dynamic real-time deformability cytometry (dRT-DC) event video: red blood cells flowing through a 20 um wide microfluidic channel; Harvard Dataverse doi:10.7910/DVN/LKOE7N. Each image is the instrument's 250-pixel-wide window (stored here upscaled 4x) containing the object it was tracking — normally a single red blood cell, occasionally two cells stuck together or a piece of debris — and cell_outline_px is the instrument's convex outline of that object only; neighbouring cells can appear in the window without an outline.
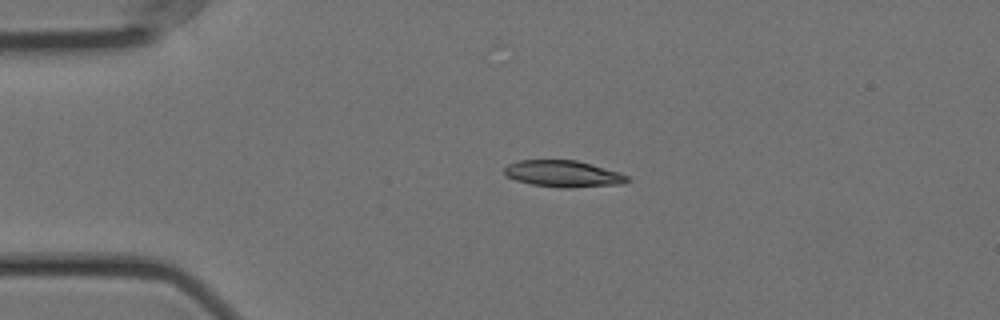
{"species": "Egyptian fruit bat (a non-hibernating species)", "species_latin": "Rousettus aegyptiacus", "temperature_condition": "cold", "stored_images_in_passage": 45, "camera_frame_rate_fps": 3000, "um_per_image_px": 0.085, "animal": {"sex": "female"}, "frame": {"image": 1, "passage_image": 1, "time_ms": 0.0, "image_size_px": [1000, 320], "cell_outline_px": [[632, 180], [624, 184], [572, 188], [560, 188], [532, 184], [516, 180], [504, 176], [504, 168], [508, 164], [520, 160], [576, 160], [592, 164], [620, 172], [628, 176]], "centroid_in_image_um": [47.91, 14.78], "position_along_channel_um": 37.1, "area_um2": 19.31}}
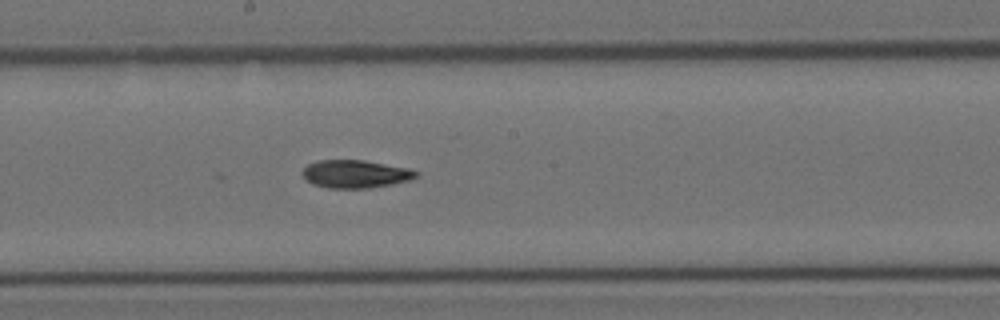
{"frame": {"image": 2, "passage_image": 19, "time_ms": 6.0, "image_size_px": [1000, 320], "cell_outline_px": [[420, 176], [408, 180], [392, 184], [368, 188], [328, 188], [312, 184], [300, 172], [308, 164], [316, 160], [364, 160], [408, 168], [420, 172]], "centroid_in_image_um": [30.22, 14.78], "position_along_channel_um": 218.0, "area_um2": 18.55}}
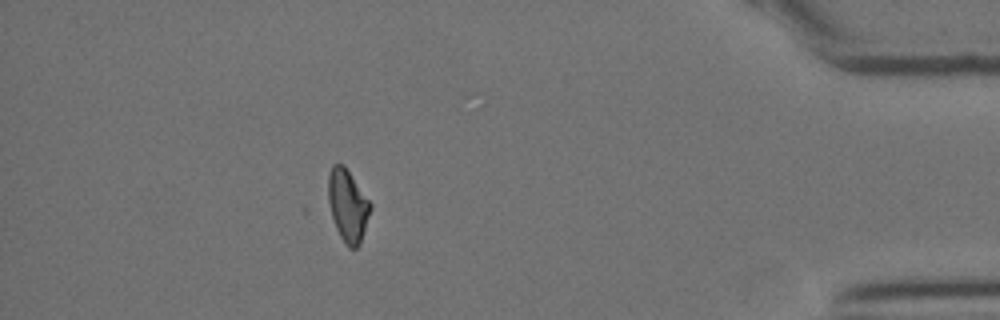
{"frame": {"image": 3, "passage_image": 39, "time_ms": 12.667, "image_size_px": [1000, 320], "cell_outline_px": [[372, 208], [360, 244], [356, 248], [348, 248], [340, 236], [336, 228], [332, 216], [328, 200], [328, 172], [332, 164], [344, 164], [372, 204]], "centroid_in_image_um": [29.56, 17.45], "position_along_channel_um": 405.6, "area_um2": 17.86}}